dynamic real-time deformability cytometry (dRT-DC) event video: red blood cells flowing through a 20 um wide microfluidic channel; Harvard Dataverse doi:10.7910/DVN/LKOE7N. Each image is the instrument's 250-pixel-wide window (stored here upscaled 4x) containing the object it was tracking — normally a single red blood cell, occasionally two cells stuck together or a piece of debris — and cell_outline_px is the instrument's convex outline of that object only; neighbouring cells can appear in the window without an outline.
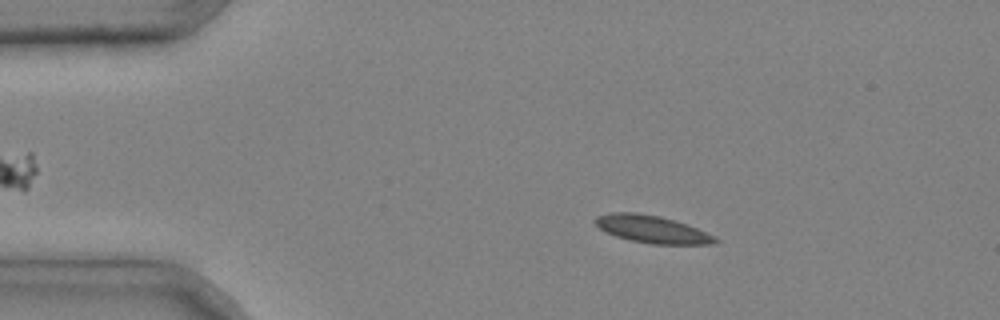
{"species": "common noctule bat (a hibernating species)", "species_latin": "Nyctalus noctula", "temperature_condition": "cold", "stored_images_in_passage": 5, "camera_frame_rate_fps": 3000, "um_per_image_px": 0.085, "animal": {"sex": "male", "body_mass_g": 20.4}, "frame": {"image": 1, "passage_image": 1, "time_ms": 0.0, "image_size_px": [1000, 320], "cell_outline_px": [[720, 240], [716, 244], [652, 244], [628, 240], [616, 236], [600, 228], [592, 220], [596, 216], [612, 212], [636, 212], [660, 216], [688, 224], [716, 236]], "centroid_in_image_um": [55.46, 19.48], "position_along_channel_um": 29.5, "area_um2": 19.36}}
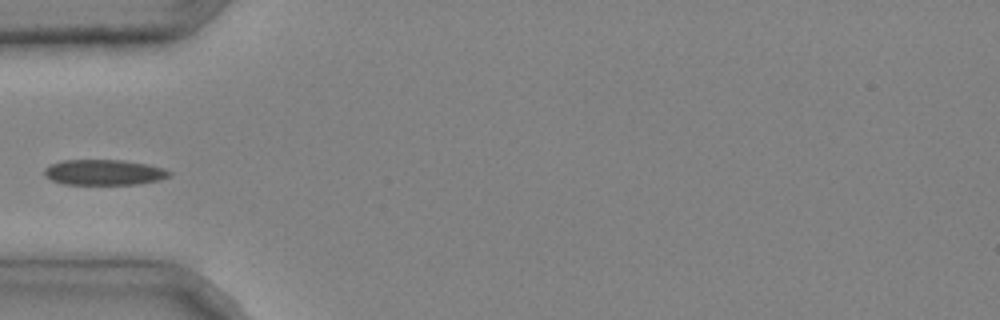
{"frame": {"image": 2, "passage_image": 3, "time_ms": 0.667, "image_size_px": [1000, 320], "cell_outline_px": [[172, 176], [160, 180], [140, 184], [64, 184], [52, 180], [44, 176], [44, 168], [52, 164], [64, 160], [120, 160], [144, 164], [164, 168], [172, 172]], "centroid_in_image_um": [8.86, 14.66], "position_along_channel_um": 76.1, "area_um2": 18.55}}
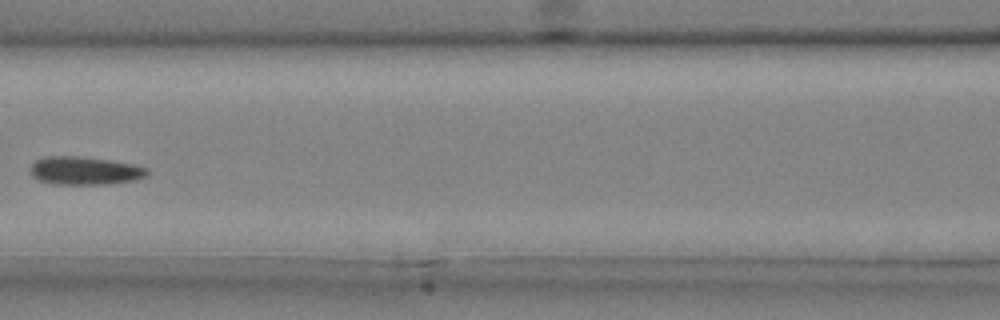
{"frame": {"image": 3, "passage_image": 5, "time_ms": 1.333, "image_size_px": [1000, 320], "cell_outline_px": [[148, 176], [136, 180], [108, 184], [52, 184], [40, 180], [32, 176], [32, 164], [40, 156], [84, 156], [112, 160], [136, 164], [148, 168]], "centroid_in_image_um": [7.26, 14.49], "position_along_channel_um": 159.3, "area_um2": 19.48}}